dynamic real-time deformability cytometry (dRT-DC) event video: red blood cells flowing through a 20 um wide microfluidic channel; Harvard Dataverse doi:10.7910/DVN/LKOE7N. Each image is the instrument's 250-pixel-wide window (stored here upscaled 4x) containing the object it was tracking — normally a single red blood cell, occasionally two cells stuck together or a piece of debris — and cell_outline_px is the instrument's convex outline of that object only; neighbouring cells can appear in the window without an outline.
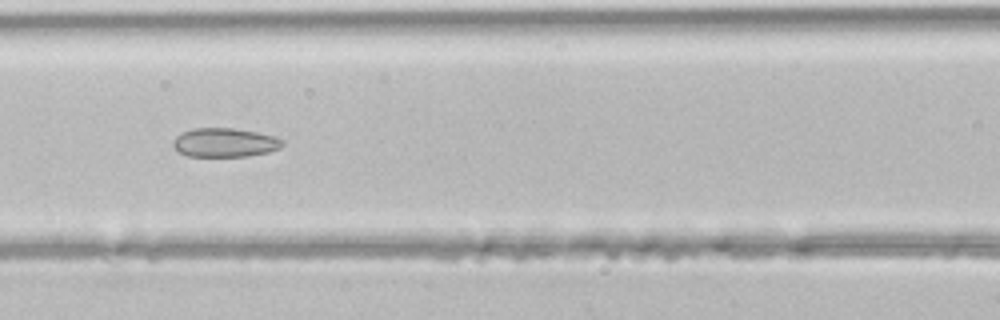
{"species": "common noctule bat (a hibernating species)", "species_latin": "Nyctalus noctula", "temperature_condition": "room temperature", "stored_images_in_passage": 34, "camera_frame_rate_fps": 3000, "um_per_image_px": 0.085, "animal": {"sex": "male", "body_mass_g": 21.5, "forearm_length_mm": 52.0}, "frame": {"image": 1, "passage_image": 8, "time_ms": 2.333, "image_size_px": [1000, 320], "cell_outline_px": [[284, 144], [280, 148], [268, 152], [248, 156], [188, 156], [180, 152], [172, 144], [172, 140], [180, 132], [192, 128], [232, 128], [256, 132], [272, 136], [284, 140]], "centroid_in_image_um": [19.08, 12.11], "position_along_channel_um": 147.5, "area_um2": 18.44}}
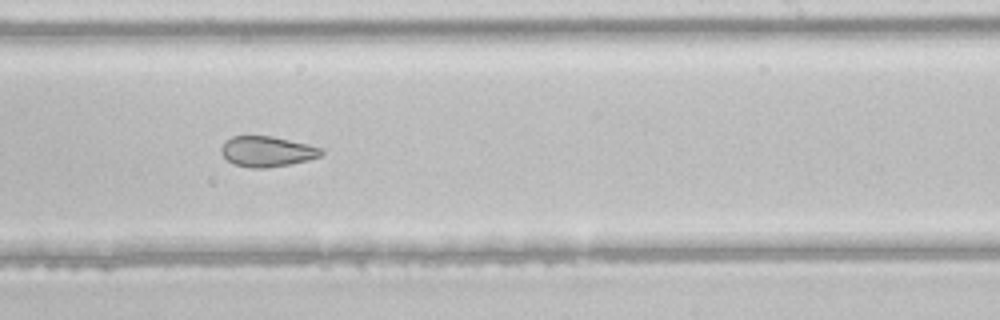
{"frame": {"image": 2, "passage_image": 16, "time_ms": 5.0, "image_size_px": [1000, 320], "cell_outline_px": [[324, 152], [320, 156], [308, 160], [288, 164], [264, 168], [252, 168], [232, 164], [220, 152], [220, 148], [224, 140], [232, 136], [272, 136], [308, 144], [324, 148]], "centroid_in_image_um": [22.68, 12.86], "position_along_channel_um": 266.3, "area_um2": 17.86}}
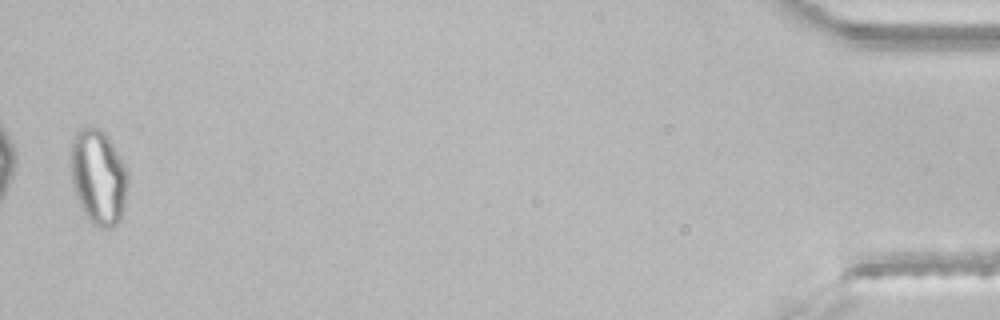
{"frame": {"image": 3, "passage_image": 33, "time_ms": 10.667, "image_size_px": [1000, 320], "cell_outline_px": [[128, 184], [124, 208], [120, 220], [112, 228], [100, 228], [92, 224], [84, 212], [76, 196], [72, 184], [72, 136], [80, 128], [92, 124], [100, 128], [108, 136], [128, 168]], "centroid_in_image_um": [8.39, 15.01], "position_along_channel_um": 426.8, "area_um2": 32.08}}